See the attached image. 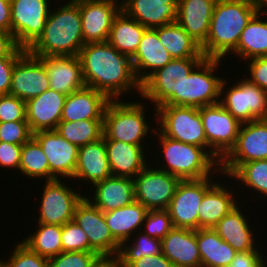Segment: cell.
Listing matches in <instances>:
<instances>
[{
  "label": "cell",
  "instance_id": "obj_39",
  "mask_svg": "<svg viewBox=\"0 0 267 267\" xmlns=\"http://www.w3.org/2000/svg\"><path fill=\"white\" fill-rule=\"evenodd\" d=\"M132 239L135 241L133 242ZM127 242H130L131 244ZM161 252L162 247L160 239L150 237L143 231H138L136 237L132 235L130 240L125 241L120 245L116 258L119 267H128L135 260L144 256L158 255Z\"/></svg>",
  "mask_w": 267,
  "mask_h": 267
},
{
  "label": "cell",
  "instance_id": "obj_53",
  "mask_svg": "<svg viewBox=\"0 0 267 267\" xmlns=\"http://www.w3.org/2000/svg\"><path fill=\"white\" fill-rule=\"evenodd\" d=\"M128 267H174V265L161 252L158 255L144 256L135 260Z\"/></svg>",
  "mask_w": 267,
  "mask_h": 267
},
{
  "label": "cell",
  "instance_id": "obj_34",
  "mask_svg": "<svg viewBox=\"0 0 267 267\" xmlns=\"http://www.w3.org/2000/svg\"><path fill=\"white\" fill-rule=\"evenodd\" d=\"M146 29L121 10L113 21L108 42L118 52L131 58L136 53Z\"/></svg>",
  "mask_w": 267,
  "mask_h": 267
},
{
  "label": "cell",
  "instance_id": "obj_10",
  "mask_svg": "<svg viewBox=\"0 0 267 267\" xmlns=\"http://www.w3.org/2000/svg\"><path fill=\"white\" fill-rule=\"evenodd\" d=\"M207 149L220 161L234 147L241 123L235 119L219 102L199 108Z\"/></svg>",
  "mask_w": 267,
  "mask_h": 267
},
{
  "label": "cell",
  "instance_id": "obj_55",
  "mask_svg": "<svg viewBox=\"0 0 267 267\" xmlns=\"http://www.w3.org/2000/svg\"><path fill=\"white\" fill-rule=\"evenodd\" d=\"M90 267H119L116 257L100 256Z\"/></svg>",
  "mask_w": 267,
  "mask_h": 267
},
{
  "label": "cell",
  "instance_id": "obj_52",
  "mask_svg": "<svg viewBox=\"0 0 267 267\" xmlns=\"http://www.w3.org/2000/svg\"><path fill=\"white\" fill-rule=\"evenodd\" d=\"M20 57L0 58V95L9 94L12 72L16 61Z\"/></svg>",
  "mask_w": 267,
  "mask_h": 267
},
{
  "label": "cell",
  "instance_id": "obj_41",
  "mask_svg": "<svg viewBox=\"0 0 267 267\" xmlns=\"http://www.w3.org/2000/svg\"><path fill=\"white\" fill-rule=\"evenodd\" d=\"M230 177L267 197V159L243 163Z\"/></svg>",
  "mask_w": 267,
  "mask_h": 267
},
{
  "label": "cell",
  "instance_id": "obj_22",
  "mask_svg": "<svg viewBox=\"0 0 267 267\" xmlns=\"http://www.w3.org/2000/svg\"><path fill=\"white\" fill-rule=\"evenodd\" d=\"M66 97L58 91L48 89L26 102V120L32 133L56 130Z\"/></svg>",
  "mask_w": 267,
  "mask_h": 267
},
{
  "label": "cell",
  "instance_id": "obj_32",
  "mask_svg": "<svg viewBox=\"0 0 267 267\" xmlns=\"http://www.w3.org/2000/svg\"><path fill=\"white\" fill-rule=\"evenodd\" d=\"M147 212L141 203L133 201L127 206L104 212V217L113 238L121 245L143 228Z\"/></svg>",
  "mask_w": 267,
  "mask_h": 267
},
{
  "label": "cell",
  "instance_id": "obj_17",
  "mask_svg": "<svg viewBox=\"0 0 267 267\" xmlns=\"http://www.w3.org/2000/svg\"><path fill=\"white\" fill-rule=\"evenodd\" d=\"M79 8L84 43L107 42L120 0H79Z\"/></svg>",
  "mask_w": 267,
  "mask_h": 267
},
{
  "label": "cell",
  "instance_id": "obj_56",
  "mask_svg": "<svg viewBox=\"0 0 267 267\" xmlns=\"http://www.w3.org/2000/svg\"><path fill=\"white\" fill-rule=\"evenodd\" d=\"M253 4L255 6L257 14L264 15L265 13H267V10H265L267 7V0H253Z\"/></svg>",
  "mask_w": 267,
  "mask_h": 267
},
{
  "label": "cell",
  "instance_id": "obj_54",
  "mask_svg": "<svg viewBox=\"0 0 267 267\" xmlns=\"http://www.w3.org/2000/svg\"><path fill=\"white\" fill-rule=\"evenodd\" d=\"M0 31L11 33L10 0H0Z\"/></svg>",
  "mask_w": 267,
  "mask_h": 267
},
{
  "label": "cell",
  "instance_id": "obj_27",
  "mask_svg": "<svg viewBox=\"0 0 267 267\" xmlns=\"http://www.w3.org/2000/svg\"><path fill=\"white\" fill-rule=\"evenodd\" d=\"M161 247L174 267H201L196 230L173 227L161 240Z\"/></svg>",
  "mask_w": 267,
  "mask_h": 267
},
{
  "label": "cell",
  "instance_id": "obj_20",
  "mask_svg": "<svg viewBox=\"0 0 267 267\" xmlns=\"http://www.w3.org/2000/svg\"><path fill=\"white\" fill-rule=\"evenodd\" d=\"M45 65L50 89L69 95L84 88L82 64L78 55L39 57Z\"/></svg>",
  "mask_w": 267,
  "mask_h": 267
},
{
  "label": "cell",
  "instance_id": "obj_36",
  "mask_svg": "<svg viewBox=\"0 0 267 267\" xmlns=\"http://www.w3.org/2000/svg\"><path fill=\"white\" fill-rule=\"evenodd\" d=\"M261 14H255L242 31L236 50L232 53L251 60L267 56V19L262 20Z\"/></svg>",
  "mask_w": 267,
  "mask_h": 267
},
{
  "label": "cell",
  "instance_id": "obj_47",
  "mask_svg": "<svg viewBox=\"0 0 267 267\" xmlns=\"http://www.w3.org/2000/svg\"><path fill=\"white\" fill-rule=\"evenodd\" d=\"M27 121L26 102L10 95H0V122Z\"/></svg>",
  "mask_w": 267,
  "mask_h": 267
},
{
  "label": "cell",
  "instance_id": "obj_29",
  "mask_svg": "<svg viewBox=\"0 0 267 267\" xmlns=\"http://www.w3.org/2000/svg\"><path fill=\"white\" fill-rule=\"evenodd\" d=\"M112 176L104 138L79 147L74 177L91 185Z\"/></svg>",
  "mask_w": 267,
  "mask_h": 267
},
{
  "label": "cell",
  "instance_id": "obj_25",
  "mask_svg": "<svg viewBox=\"0 0 267 267\" xmlns=\"http://www.w3.org/2000/svg\"><path fill=\"white\" fill-rule=\"evenodd\" d=\"M172 59L158 38L157 28H147L144 31L138 49L131 57L135 76L140 83Z\"/></svg>",
  "mask_w": 267,
  "mask_h": 267
},
{
  "label": "cell",
  "instance_id": "obj_26",
  "mask_svg": "<svg viewBox=\"0 0 267 267\" xmlns=\"http://www.w3.org/2000/svg\"><path fill=\"white\" fill-rule=\"evenodd\" d=\"M217 0H178L177 23L202 46L209 33Z\"/></svg>",
  "mask_w": 267,
  "mask_h": 267
},
{
  "label": "cell",
  "instance_id": "obj_46",
  "mask_svg": "<svg viewBox=\"0 0 267 267\" xmlns=\"http://www.w3.org/2000/svg\"><path fill=\"white\" fill-rule=\"evenodd\" d=\"M32 136L27 121L0 122V142L23 145Z\"/></svg>",
  "mask_w": 267,
  "mask_h": 267
},
{
  "label": "cell",
  "instance_id": "obj_28",
  "mask_svg": "<svg viewBox=\"0 0 267 267\" xmlns=\"http://www.w3.org/2000/svg\"><path fill=\"white\" fill-rule=\"evenodd\" d=\"M112 176L134 178L149 163L143 146L104 139ZM147 162V163H146Z\"/></svg>",
  "mask_w": 267,
  "mask_h": 267
},
{
  "label": "cell",
  "instance_id": "obj_24",
  "mask_svg": "<svg viewBox=\"0 0 267 267\" xmlns=\"http://www.w3.org/2000/svg\"><path fill=\"white\" fill-rule=\"evenodd\" d=\"M92 186L93 197H85L103 212L127 206L135 201L134 178L110 176Z\"/></svg>",
  "mask_w": 267,
  "mask_h": 267
},
{
  "label": "cell",
  "instance_id": "obj_8",
  "mask_svg": "<svg viewBox=\"0 0 267 267\" xmlns=\"http://www.w3.org/2000/svg\"><path fill=\"white\" fill-rule=\"evenodd\" d=\"M224 79L220 87L219 103L235 119L241 124L257 119H267V91L251 83L245 77L227 89L228 82L225 77Z\"/></svg>",
  "mask_w": 267,
  "mask_h": 267
},
{
  "label": "cell",
  "instance_id": "obj_1",
  "mask_svg": "<svg viewBox=\"0 0 267 267\" xmlns=\"http://www.w3.org/2000/svg\"><path fill=\"white\" fill-rule=\"evenodd\" d=\"M85 85L103 93L109 100L135 90L141 83L135 76L132 60L118 52L108 41L86 43L79 52Z\"/></svg>",
  "mask_w": 267,
  "mask_h": 267
},
{
  "label": "cell",
  "instance_id": "obj_18",
  "mask_svg": "<svg viewBox=\"0 0 267 267\" xmlns=\"http://www.w3.org/2000/svg\"><path fill=\"white\" fill-rule=\"evenodd\" d=\"M41 145L50 168V180L70 178L73 180L79 147L64 139L56 130L33 133Z\"/></svg>",
  "mask_w": 267,
  "mask_h": 267
},
{
  "label": "cell",
  "instance_id": "obj_30",
  "mask_svg": "<svg viewBox=\"0 0 267 267\" xmlns=\"http://www.w3.org/2000/svg\"><path fill=\"white\" fill-rule=\"evenodd\" d=\"M239 206L238 204L230 213L222 217L213 229L237 252L253 251L257 249L253 227L248 225L249 222L242 212L244 210H241Z\"/></svg>",
  "mask_w": 267,
  "mask_h": 267
},
{
  "label": "cell",
  "instance_id": "obj_13",
  "mask_svg": "<svg viewBox=\"0 0 267 267\" xmlns=\"http://www.w3.org/2000/svg\"><path fill=\"white\" fill-rule=\"evenodd\" d=\"M215 181L210 176L197 180H181L178 183L174 197L167 208L173 227L198 230L199 205Z\"/></svg>",
  "mask_w": 267,
  "mask_h": 267
},
{
  "label": "cell",
  "instance_id": "obj_12",
  "mask_svg": "<svg viewBox=\"0 0 267 267\" xmlns=\"http://www.w3.org/2000/svg\"><path fill=\"white\" fill-rule=\"evenodd\" d=\"M49 0H10L11 33L17 44L28 49L43 33L50 13Z\"/></svg>",
  "mask_w": 267,
  "mask_h": 267
},
{
  "label": "cell",
  "instance_id": "obj_3",
  "mask_svg": "<svg viewBox=\"0 0 267 267\" xmlns=\"http://www.w3.org/2000/svg\"><path fill=\"white\" fill-rule=\"evenodd\" d=\"M256 14L253 0H217L206 42L205 58L221 59L233 53L244 28Z\"/></svg>",
  "mask_w": 267,
  "mask_h": 267
},
{
  "label": "cell",
  "instance_id": "obj_21",
  "mask_svg": "<svg viewBox=\"0 0 267 267\" xmlns=\"http://www.w3.org/2000/svg\"><path fill=\"white\" fill-rule=\"evenodd\" d=\"M121 10L145 28H157L178 19V0H121Z\"/></svg>",
  "mask_w": 267,
  "mask_h": 267
},
{
  "label": "cell",
  "instance_id": "obj_2",
  "mask_svg": "<svg viewBox=\"0 0 267 267\" xmlns=\"http://www.w3.org/2000/svg\"><path fill=\"white\" fill-rule=\"evenodd\" d=\"M45 22L43 33L27 49L36 57L79 55L85 45L81 27L79 0L52 10Z\"/></svg>",
  "mask_w": 267,
  "mask_h": 267
},
{
  "label": "cell",
  "instance_id": "obj_14",
  "mask_svg": "<svg viewBox=\"0 0 267 267\" xmlns=\"http://www.w3.org/2000/svg\"><path fill=\"white\" fill-rule=\"evenodd\" d=\"M150 165L134 177L135 201L147 210L167 209L181 180Z\"/></svg>",
  "mask_w": 267,
  "mask_h": 267
},
{
  "label": "cell",
  "instance_id": "obj_33",
  "mask_svg": "<svg viewBox=\"0 0 267 267\" xmlns=\"http://www.w3.org/2000/svg\"><path fill=\"white\" fill-rule=\"evenodd\" d=\"M201 267H229L238 253L213 228L196 230Z\"/></svg>",
  "mask_w": 267,
  "mask_h": 267
},
{
  "label": "cell",
  "instance_id": "obj_19",
  "mask_svg": "<svg viewBox=\"0 0 267 267\" xmlns=\"http://www.w3.org/2000/svg\"><path fill=\"white\" fill-rule=\"evenodd\" d=\"M50 89V83L42 60L26 51L15 63L12 72L10 95L24 102Z\"/></svg>",
  "mask_w": 267,
  "mask_h": 267
},
{
  "label": "cell",
  "instance_id": "obj_31",
  "mask_svg": "<svg viewBox=\"0 0 267 267\" xmlns=\"http://www.w3.org/2000/svg\"><path fill=\"white\" fill-rule=\"evenodd\" d=\"M224 187L223 183H216L205 193L198 208V229L213 228L222 217L230 213L239 204L231 186ZM228 189V190H227Z\"/></svg>",
  "mask_w": 267,
  "mask_h": 267
},
{
  "label": "cell",
  "instance_id": "obj_23",
  "mask_svg": "<svg viewBox=\"0 0 267 267\" xmlns=\"http://www.w3.org/2000/svg\"><path fill=\"white\" fill-rule=\"evenodd\" d=\"M109 101L103 93L85 86L67 95L61 121L103 120Z\"/></svg>",
  "mask_w": 267,
  "mask_h": 267
},
{
  "label": "cell",
  "instance_id": "obj_7",
  "mask_svg": "<svg viewBox=\"0 0 267 267\" xmlns=\"http://www.w3.org/2000/svg\"><path fill=\"white\" fill-rule=\"evenodd\" d=\"M158 130L168 138L207 150V140L199 108L161 105L156 108Z\"/></svg>",
  "mask_w": 267,
  "mask_h": 267
},
{
  "label": "cell",
  "instance_id": "obj_48",
  "mask_svg": "<svg viewBox=\"0 0 267 267\" xmlns=\"http://www.w3.org/2000/svg\"><path fill=\"white\" fill-rule=\"evenodd\" d=\"M247 70L250 72L247 78L251 83L267 91V56L249 60Z\"/></svg>",
  "mask_w": 267,
  "mask_h": 267
},
{
  "label": "cell",
  "instance_id": "obj_45",
  "mask_svg": "<svg viewBox=\"0 0 267 267\" xmlns=\"http://www.w3.org/2000/svg\"><path fill=\"white\" fill-rule=\"evenodd\" d=\"M99 257L97 252H61L48 259V267H90Z\"/></svg>",
  "mask_w": 267,
  "mask_h": 267
},
{
  "label": "cell",
  "instance_id": "obj_37",
  "mask_svg": "<svg viewBox=\"0 0 267 267\" xmlns=\"http://www.w3.org/2000/svg\"><path fill=\"white\" fill-rule=\"evenodd\" d=\"M38 229L21 241L41 257L50 259L62 252V226L37 223Z\"/></svg>",
  "mask_w": 267,
  "mask_h": 267
},
{
  "label": "cell",
  "instance_id": "obj_9",
  "mask_svg": "<svg viewBox=\"0 0 267 267\" xmlns=\"http://www.w3.org/2000/svg\"><path fill=\"white\" fill-rule=\"evenodd\" d=\"M265 159H267V119L242 123L234 147L220 161L221 176H231L243 163Z\"/></svg>",
  "mask_w": 267,
  "mask_h": 267
},
{
  "label": "cell",
  "instance_id": "obj_15",
  "mask_svg": "<svg viewBox=\"0 0 267 267\" xmlns=\"http://www.w3.org/2000/svg\"><path fill=\"white\" fill-rule=\"evenodd\" d=\"M60 179L45 182L42 193L40 214L37 219L41 224L63 226L73 220L76 205L84 195L75 191Z\"/></svg>",
  "mask_w": 267,
  "mask_h": 267
},
{
  "label": "cell",
  "instance_id": "obj_50",
  "mask_svg": "<svg viewBox=\"0 0 267 267\" xmlns=\"http://www.w3.org/2000/svg\"><path fill=\"white\" fill-rule=\"evenodd\" d=\"M260 249L248 252H238L229 267H267ZM262 255V256H261Z\"/></svg>",
  "mask_w": 267,
  "mask_h": 267
},
{
  "label": "cell",
  "instance_id": "obj_38",
  "mask_svg": "<svg viewBox=\"0 0 267 267\" xmlns=\"http://www.w3.org/2000/svg\"><path fill=\"white\" fill-rule=\"evenodd\" d=\"M56 131L71 144L81 147L103 137V120L60 121Z\"/></svg>",
  "mask_w": 267,
  "mask_h": 267
},
{
  "label": "cell",
  "instance_id": "obj_4",
  "mask_svg": "<svg viewBox=\"0 0 267 267\" xmlns=\"http://www.w3.org/2000/svg\"><path fill=\"white\" fill-rule=\"evenodd\" d=\"M158 135L164 165L156 168L163 170L180 180H197L220 173V163L210 154V150L193 144H187L164 136L158 129L152 128ZM166 163H165V162ZM164 167V168H163ZM167 167V168H166ZM215 167V168H214ZM213 173V174H212Z\"/></svg>",
  "mask_w": 267,
  "mask_h": 267
},
{
  "label": "cell",
  "instance_id": "obj_5",
  "mask_svg": "<svg viewBox=\"0 0 267 267\" xmlns=\"http://www.w3.org/2000/svg\"><path fill=\"white\" fill-rule=\"evenodd\" d=\"M144 105L141 101L110 100L103 116V138L145 148L144 138L152 130L146 120Z\"/></svg>",
  "mask_w": 267,
  "mask_h": 267
},
{
  "label": "cell",
  "instance_id": "obj_44",
  "mask_svg": "<svg viewBox=\"0 0 267 267\" xmlns=\"http://www.w3.org/2000/svg\"><path fill=\"white\" fill-rule=\"evenodd\" d=\"M142 227L145 234L162 240L173 228V224L167 209L148 210Z\"/></svg>",
  "mask_w": 267,
  "mask_h": 267
},
{
  "label": "cell",
  "instance_id": "obj_35",
  "mask_svg": "<svg viewBox=\"0 0 267 267\" xmlns=\"http://www.w3.org/2000/svg\"><path fill=\"white\" fill-rule=\"evenodd\" d=\"M157 34L172 58H205L201 46L177 22L157 27Z\"/></svg>",
  "mask_w": 267,
  "mask_h": 267
},
{
  "label": "cell",
  "instance_id": "obj_42",
  "mask_svg": "<svg viewBox=\"0 0 267 267\" xmlns=\"http://www.w3.org/2000/svg\"><path fill=\"white\" fill-rule=\"evenodd\" d=\"M62 252L85 251L96 252L90 245L87 234L74 220L62 226L61 234Z\"/></svg>",
  "mask_w": 267,
  "mask_h": 267
},
{
  "label": "cell",
  "instance_id": "obj_16",
  "mask_svg": "<svg viewBox=\"0 0 267 267\" xmlns=\"http://www.w3.org/2000/svg\"><path fill=\"white\" fill-rule=\"evenodd\" d=\"M73 220L87 234L89 245L100 256L117 257L120 244L113 238L104 212L85 196L76 205Z\"/></svg>",
  "mask_w": 267,
  "mask_h": 267
},
{
  "label": "cell",
  "instance_id": "obj_49",
  "mask_svg": "<svg viewBox=\"0 0 267 267\" xmlns=\"http://www.w3.org/2000/svg\"><path fill=\"white\" fill-rule=\"evenodd\" d=\"M22 145L0 142V166L19 170Z\"/></svg>",
  "mask_w": 267,
  "mask_h": 267
},
{
  "label": "cell",
  "instance_id": "obj_6",
  "mask_svg": "<svg viewBox=\"0 0 267 267\" xmlns=\"http://www.w3.org/2000/svg\"><path fill=\"white\" fill-rule=\"evenodd\" d=\"M204 58H173L165 67L150 74L141 83L142 101L154 103L155 109L161 105L182 106V85L192 70Z\"/></svg>",
  "mask_w": 267,
  "mask_h": 267
},
{
  "label": "cell",
  "instance_id": "obj_11",
  "mask_svg": "<svg viewBox=\"0 0 267 267\" xmlns=\"http://www.w3.org/2000/svg\"><path fill=\"white\" fill-rule=\"evenodd\" d=\"M221 59L204 58L185 78L182 85V106L201 108L219 102L223 77L214 74Z\"/></svg>",
  "mask_w": 267,
  "mask_h": 267
},
{
  "label": "cell",
  "instance_id": "obj_51",
  "mask_svg": "<svg viewBox=\"0 0 267 267\" xmlns=\"http://www.w3.org/2000/svg\"><path fill=\"white\" fill-rule=\"evenodd\" d=\"M26 51L17 44L12 33L0 31V58L21 57Z\"/></svg>",
  "mask_w": 267,
  "mask_h": 267
},
{
  "label": "cell",
  "instance_id": "obj_40",
  "mask_svg": "<svg viewBox=\"0 0 267 267\" xmlns=\"http://www.w3.org/2000/svg\"><path fill=\"white\" fill-rule=\"evenodd\" d=\"M19 172L30 178H44L50 181V168L41 145L32 136L22 145Z\"/></svg>",
  "mask_w": 267,
  "mask_h": 267
},
{
  "label": "cell",
  "instance_id": "obj_43",
  "mask_svg": "<svg viewBox=\"0 0 267 267\" xmlns=\"http://www.w3.org/2000/svg\"><path fill=\"white\" fill-rule=\"evenodd\" d=\"M17 245L7 261L0 260L1 267H48V259L30 250L22 242Z\"/></svg>",
  "mask_w": 267,
  "mask_h": 267
}]
</instances>
